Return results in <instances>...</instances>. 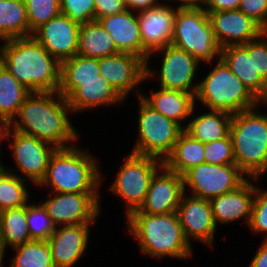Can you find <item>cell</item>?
<instances>
[{"label":"cell","mask_w":267,"mask_h":267,"mask_svg":"<svg viewBox=\"0 0 267 267\" xmlns=\"http://www.w3.org/2000/svg\"><path fill=\"white\" fill-rule=\"evenodd\" d=\"M71 114L67 99L58 92H31L9 125L56 148H68L80 136L71 123Z\"/></svg>","instance_id":"6da1fadb"},{"label":"cell","mask_w":267,"mask_h":267,"mask_svg":"<svg viewBox=\"0 0 267 267\" xmlns=\"http://www.w3.org/2000/svg\"><path fill=\"white\" fill-rule=\"evenodd\" d=\"M0 63L31 92H58L61 63L32 36L3 40Z\"/></svg>","instance_id":"7a4b0ae2"},{"label":"cell","mask_w":267,"mask_h":267,"mask_svg":"<svg viewBox=\"0 0 267 267\" xmlns=\"http://www.w3.org/2000/svg\"><path fill=\"white\" fill-rule=\"evenodd\" d=\"M129 234L141 254L154 259L165 257L186 260L193 257V247L183 233L177 212L166 214L131 213L126 217Z\"/></svg>","instance_id":"3957f363"},{"label":"cell","mask_w":267,"mask_h":267,"mask_svg":"<svg viewBox=\"0 0 267 267\" xmlns=\"http://www.w3.org/2000/svg\"><path fill=\"white\" fill-rule=\"evenodd\" d=\"M98 159L77 145L57 148L52 154L44 179L37 187H50V192L100 194L103 181Z\"/></svg>","instance_id":"277c9868"},{"label":"cell","mask_w":267,"mask_h":267,"mask_svg":"<svg viewBox=\"0 0 267 267\" xmlns=\"http://www.w3.org/2000/svg\"><path fill=\"white\" fill-rule=\"evenodd\" d=\"M260 105L232 115L229 135L235 164L249 177L267 174V113Z\"/></svg>","instance_id":"5b68a950"},{"label":"cell","mask_w":267,"mask_h":267,"mask_svg":"<svg viewBox=\"0 0 267 267\" xmlns=\"http://www.w3.org/2000/svg\"><path fill=\"white\" fill-rule=\"evenodd\" d=\"M207 64L213 68L199 81L195 102H200L208 110L223 111L231 115L260 105V101L221 58L215 63Z\"/></svg>","instance_id":"8992f818"},{"label":"cell","mask_w":267,"mask_h":267,"mask_svg":"<svg viewBox=\"0 0 267 267\" xmlns=\"http://www.w3.org/2000/svg\"><path fill=\"white\" fill-rule=\"evenodd\" d=\"M171 45L190 53L202 65L219 60L221 55L208 13L202 6L176 9Z\"/></svg>","instance_id":"52a82bcc"},{"label":"cell","mask_w":267,"mask_h":267,"mask_svg":"<svg viewBox=\"0 0 267 267\" xmlns=\"http://www.w3.org/2000/svg\"><path fill=\"white\" fill-rule=\"evenodd\" d=\"M138 119L137 140L130 153L151 156L163 162L172 153L175 143L184 128L150 107L140 96L137 97Z\"/></svg>","instance_id":"ba28073f"},{"label":"cell","mask_w":267,"mask_h":267,"mask_svg":"<svg viewBox=\"0 0 267 267\" xmlns=\"http://www.w3.org/2000/svg\"><path fill=\"white\" fill-rule=\"evenodd\" d=\"M128 154L109 186L111 193L127 204L124 217L143 205L152 178L164 166V162L158 158Z\"/></svg>","instance_id":"9c48e42d"},{"label":"cell","mask_w":267,"mask_h":267,"mask_svg":"<svg viewBox=\"0 0 267 267\" xmlns=\"http://www.w3.org/2000/svg\"><path fill=\"white\" fill-rule=\"evenodd\" d=\"M161 53L160 67L158 71L150 67V58ZM153 55V56H152ZM200 62L190 53L167 45L149 54L146 61V79H153L158 76L159 87L168 90H179L196 95L198 83L195 82ZM160 69V70H159Z\"/></svg>","instance_id":"30bf717a"},{"label":"cell","mask_w":267,"mask_h":267,"mask_svg":"<svg viewBox=\"0 0 267 267\" xmlns=\"http://www.w3.org/2000/svg\"><path fill=\"white\" fill-rule=\"evenodd\" d=\"M248 178L236 164L203 163L183 175L184 191L190 190L189 195L210 200L237 189Z\"/></svg>","instance_id":"8fae6325"},{"label":"cell","mask_w":267,"mask_h":267,"mask_svg":"<svg viewBox=\"0 0 267 267\" xmlns=\"http://www.w3.org/2000/svg\"><path fill=\"white\" fill-rule=\"evenodd\" d=\"M8 143L15 167L23 174L22 179L37 187L44 179L49 160L57 148L51 143L14 129L10 130Z\"/></svg>","instance_id":"7c38bea8"},{"label":"cell","mask_w":267,"mask_h":267,"mask_svg":"<svg viewBox=\"0 0 267 267\" xmlns=\"http://www.w3.org/2000/svg\"><path fill=\"white\" fill-rule=\"evenodd\" d=\"M101 194L50 192L40 201L55 227L97 222ZM50 197V198H49Z\"/></svg>","instance_id":"4fadbf2b"},{"label":"cell","mask_w":267,"mask_h":267,"mask_svg":"<svg viewBox=\"0 0 267 267\" xmlns=\"http://www.w3.org/2000/svg\"><path fill=\"white\" fill-rule=\"evenodd\" d=\"M99 73L125 100L135 91L141 95L140 84L146 82V61L131 53L119 52L99 58Z\"/></svg>","instance_id":"5bb4252c"},{"label":"cell","mask_w":267,"mask_h":267,"mask_svg":"<svg viewBox=\"0 0 267 267\" xmlns=\"http://www.w3.org/2000/svg\"><path fill=\"white\" fill-rule=\"evenodd\" d=\"M58 93L67 99L75 114L104 106L121 105L125 101L101 75L97 80L61 81Z\"/></svg>","instance_id":"9a60e30c"},{"label":"cell","mask_w":267,"mask_h":267,"mask_svg":"<svg viewBox=\"0 0 267 267\" xmlns=\"http://www.w3.org/2000/svg\"><path fill=\"white\" fill-rule=\"evenodd\" d=\"M177 214L184 236L190 244L191 240H194L210 248L213 247L218 226L215 223L209 200L194 197L185 192Z\"/></svg>","instance_id":"2e32d148"},{"label":"cell","mask_w":267,"mask_h":267,"mask_svg":"<svg viewBox=\"0 0 267 267\" xmlns=\"http://www.w3.org/2000/svg\"><path fill=\"white\" fill-rule=\"evenodd\" d=\"M79 28L78 23L60 13L37 28L31 36L62 63L77 54Z\"/></svg>","instance_id":"e0dca14e"},{"label":"cell","mask_w":267,"mask_h":267,"mask_svg":"<svg viewBox=\"0 0 267 267\" xmlns=\"http://www.w3.org/2000/svg\"><path fill=\"white\" fill-rule=\"evenodd\" d=\"M220 48L243 45L262 35V26L238 9L208 12Z\"/></svg>","instance_id":"ac0fdd59"},{"label":"cell","mask_w":267,"mask_h":267,"mask_svg":"<svg viewBox=\"0 0 267 267\" xmlns=\"http://www.w3.org/2000/svg\"><path fill=\"white\" fill-rule=\"evenodd\" d=\"M184 193L183 176L163 166L152 178L143 205L132 213H175Z\"/></svg>","instance_id":"d6986e66"},{"label":"cell","mask_w":267,"mask_h":267,"mask_svg":"<svg viewBox=\"0 0 267 267\" xmlns=\"http://www.w3.org/2000/svg\"><path fill=\"white\" fill-rule=\"evenodd\" d=\"M95 222L55 227L47 242L55 267H74L89 244L91 226Z\"/></svg>","instance_id":"ffe728a7"},{"label":"cell","mask_w":267,"mask_h":267,"mask_svg":"<svg viewBox=\"0 0 267 267\" xmlns=\"http://www.w3.org/2000/svg\"><path fill=\"white\" fill-rule=\"evenodd\" d=\"M258 180L260 179L248 178L237 189L209 200L216 225H227L243 219L248 227L257 189L254 182Z\"/></svg>","instance_id":"44dd1931"},{"label":"cell","mask_w":267,"mask_h":267,"mask_svg":"<svg viewBox=\"0 0 267 267\" xmlns=\"http://www.w3.org/2000/svg\"><path fill=\"white\" fill-rule=\"evenodd\" d=\"M176 9L161 3L138 12L142 44L149 53L171 44Z\"/></svg>","instance_id":"7402d4cb"},{"label":"cell","mask_w":267,"mask_h":267,"mask_svg":"<svg viewBox=\"0 0 267 267\" xmlns=\"http://www.w3.org/2000/svg\"><path fill=\"white\" fill-rule=\"evenodd\" d=\"M98 22L113 38L120 52L135 54L145 61L148 60L150 53L142 44L138 12L127 9L124 12L100 18Z\"/></svg>","instance_id":"603a6c76"},{"label":"cell","mask_w":267,"mask_h":267,"mask_svg":"<svg viewBox=\"0 0 267 267\" xmlns=\"http://www.w3.org/2000/svg\"><path fill=\"white\" fill-rule=\"evenodd\" d=\"M220 58L259 101L265 97L267 82L254 70L253 40L221 48Z\"/></svg>","instance_id":"cb8c5ba5"},{"label":"cell","mask_w":267,"mask_h":267,"mask_svg":"<svg viewBox=\"0 0 267 267\" xmlns=\"http://www.w3.org/2000/svg\"><path fill=\"white\" fill-rule=\"evenodd\" d=\"M140 97L154 110L166 118L174 120L183 128L182 122L188 118L191 119L192 111L197 105L194 94L160 87L158 91L152 90L149 95L141 93Z\"/></svg>","instance_id":"d4e9b609"},{"label":"cell","mask_w":267,"mask_h":267,"mask_svg":"<svg viewBox=\"0 0 267 267\" xmlns=\"http://www.w3.org/2000/svg\"><path fill=\"white\" fill-rule=\"evenodd\" d=\"M184 125V130L203 144L225 138L229 135L232 115L223 111L208 110L195 116Z\"/></svg>","instance_id":"484cf974"},{"label":"cell","mask_w":267,"mask_h":267,"mask_svg":"<svg viewBox=\"0 0 267 267\" xmlns=\"http://www.w3.org/2000/svg\"><path fill=\"white\" fill-rule=\"evenodd\" d=\"M113 38L97 20L81 24L78 33V55L103 58L119 53Z\"/></svg>","instance_id":"4316f807"},{"label":"cell","mask_w":267,"mask_h":267,"mask_svg":"<svg viewBox=\"0 0 267 267\" xmlns=\"http://www.w3.org/2000/svg\"><path fill=\"white\" fill-rule=\"evenodd\" d=\"M204 150L205 144L184 130L179 135L172 153L165 159L164 166L183 176L191 168L205 163Z\"/></svg>","instance_id":"83f0119b"},{"label":"cell","mask_w":267,"mask_h":267,"mask_svg":"<svg viewBox=\"0 0 267 267\" xmlns=\"http://www.w3.org/2000/svg\"><path fill=\"white\" fill-rule=\"evenodd\" d=\"M0 228L2 239V254L6 250L31 241L27 225V205L0 212Z\"/></svg>","instance_id":"f1b7e54d"},{"label":"cell","mask_w":267,"mask_h":267,"mask_svg":"<svg viewBox=\"0 0 267 267\" xmlns=\"http://www.w3.org/2000/svg\"><path fill=\"white\" fill-rule=\"evenodd\" d=\"M29 37L24 0H0V41Z\"/></svg>","instance_id":"f546056e"},{"label":"cell","mask_w":267,"mask_h":267,"mask_svg":"<svg viewBox=\"0 0 267 267\" xmlns=\"http://www.w3.org/2000/svg\"><path fill=\"white\" fill-rule=\"evenodd\" d=\"M30 93L0 63V122L10 123Z\"/></svg>","instance_id":"4dcf8cb0"},{"label":"cell","mask_w":267,"mask_h":267,"mask_svg":"<svg viewBox=\"0 0 267 267\" xmlns=\"http://www.w3.org/2000/svg\"><path fill=\"white\" fill-rule=\"evenodd\" d=\"M16 169L0 168V212L28 205L30 193L28 181L22 179V175L15 173Z\"/></svg>","instance_id":"1f68e13d"},{"label":"cell","mask_w":267,"mask_h":267,"mask_svg":"<svg viewBox=\"0 0 267 267\" xmlns=\"http://www.w3.org/2000/svg\"><path fill=\"white\" fill-rule=\"evenodd\" d=\"M10 267H55L47 241L31 240L12 248Z\"/></svg>","instance_id":"d6a6232c"},{"label":"cell","mask_w":267,"mask_h":267,"mask_svg":"<svg viewBox=\"0 0 267 267\" xmlns=\"http://www.w3.org/2000/svg\"><path fill=\"white\" fill-rule=\"evenodd\" d=\"M99 59L76 54L61 63V81L99 79Z\"/></svg>","instance_id":"836d02e7"},{"label":"cell","mask_w":267,"mask_h":267,"mask_svg":"<svg viewBox=\"0 0 267 267\" xmlns=\"http://www.w3.org/2000/svg\"><path fill=\"white\" fill-rule=\"evenodd\" d=\"M29 23V37L32 33L61 13L60 0H24Z\"/></svg>","instance_id":"e575fe53"},{"label":"cell","mask_w":267,"mask_h":267,"mask_svg":"<svg viewBox=\"0 0 267 267\" xmlns=\"http://www.w3.org/2000/svg\"><path fill=\"white\" fill-rule=\"evenodd\" d=\"M27 225L32 240L47 241L55 230L51 218L40 202H29L27 205Z\"/></svg>","instance_id":"d590c367"},{"label":"cell","mask_w":267,"mask_h":267,"mask_svg":"<svg viewBox=\"0 0 267 267\" xmlns=\"http://www.w3.org/2000/svg\"><path fill=\"white\" fill-rule=\"evenodd\" d=\"M205 163L214 165L235 164L232 140L230 135L205 144Z\"/></svg>","instance_id":"8d00e7d4"},{"label":"cell","mask_w":267,"mask_h":267,"mask_svg":"<svg viewBox=\"0 0 267 267\" xmlns=\"http://www.w3.org/2000/svg\"><path fill=\"white\" fill-rule=\"evenodd\" d=\"M248 229L253 234H266L267 239V189L257 186Z\"/></svg>","instance_id":"74e56055"},{"label":"cell","mask_w":267,"mask_h":267,"mask_svg":"<svg viewBox=\"0 0 267 267\" xmlns=\"http://www.w3.org/2000/svg\"><path fill=\"white\" fill-rule=\"evenodd\" d=\"M60 10L79 25L95 20L94 0H60Z\"/></svg>","instance_id":"f35d334b"},{"label":"cell","mask_w":267,"mask_h":267,"mask_svg":"<svg viewBox=\"0 0 267 267\" xmlns=\"http://www.w3.org/2000/svg\"><path fill=\"white\" fill-rule=\"evenodd\" d=\"M254 70L267 82V36L253 40Z\"/></svg>","instance_id":"ab89813d"},{"label":"cell","mask_w":267,"mask_h":267,"mask_svg":"<svg viewBox=\"0 0 267 267\" xmlns=\"http://www.w3.org/2000/svg\"><path fill=\"white\" fill-rule=\"evenodd\" d=\"M238 10L253 18L261 26L267 20V0H241Z\"/></svg>","instance_id":"60d3db41"},{"label":"cell","mask_w":267,"mask_h":267,"mask_svg":"<svg viewBox=\"0 0 267 267\" xmlns=\"http://www.w3.org/2000/svg\"><path fill=\"white\" fill-rule=\"evenodd\" d=\"M95 20L127 10L123 0H94Z\"/></svg>","instance_id":"b9f144b4"},{"label":"cell","mask_w":267,"mask_h":267,"mask_svg":"<svg viewBox=\"0 0 267 267\" xmlns=\"http://www.w3.org/2000/svg\"><path fill=\"white\" fill-rule=\"evenodd\" d=\"M241 0H203L202 7L208 13L210 11H225L238 9Z\"/></svg>","instance_id":"7bdbcfd3"},{"label":"cell","mask_w":267,"mask_h":267,"mask_svg":"<svg viewBox=\"0 0 267 267\" xmlns=\"http://www.w3.org/2000/svg\"><path fill=\"white\" fill-rule=\"evenodd\" d=\"M123 2L127 9L140 12L160 5L162 0L161 2L159 0H123Z\"/></svg>","instance_id":"ee69618b"},{"label":"cell","mask_w":267,"mask_h":267,"mask_svg":"<svg viewBox=\"0 0 267 267\" xmlns=\"http://www.w3.org/2000/svg\"><path fill=\"white\" fill-rule=\"evenodd\" d=\"M248 267H267V239L261 242Z\"/></svg>","instance_id":"f6af8a7d"},{"label":"cell","mask_w":267,"mask_h":267,"mask_svg":"<svg viewBox=\"0 0 267 267\" xmlns=\"http://www.w3.org/2000/svg\"><path fill=\"white\" fill-rule=\"evenodd\" d=\"M167 1L179 3V5H176V8H195L200 7L203 0H164L163 2Z\"/></svg>","instance_id":"bcb514c9"},{"label":"cell","mask_w":267,"mask_h":267,"mask_svg":"<svg viewBox=\"0 0 267 267\" xmlns=\"http://www.w3.org/2000/svg\"><path fill=\"white\" fill-rule=\"evenodd\" d=\"M10 125L7 122H0V145L1 142L8 139L9 133H10ZM2 152H0V155ZM1 159V157H0ZM4 164L2 165V162L0 160V168H3Z\"/></svg>","instance_id":"7dc6e473"},{"label":"cell","mask_w":267,"mask_h":267,"mask_svg":"<svg viewBox=\"0 0 267 267\" xmlns=\"http://www.w3.org/2000/svg\"><path fill=\"white\" fill-rule=\"evenodd\" d=\"M0 267H4V255L2 254L1 228H0Z\"/></svg>","instance_id":"c3c4849f"},{"label":"cell","mask_w":267,"mask_h":267,"mask_svg":"<svg viewBox=\"0 0 267 267\" xmlns=\"http://www.w3.org/2000/svg\"><path fill=\"white\" fill-rule=\"evenodd\" d=\"M262 35L267 36V20L262 26Z\"/></svg>","instance_id":"681fc988"},{"label":"cell","mask_w":267,"mask_h":267,"mask_svg":"<svg viewBox=\"0 0 267 267\" xmlns=\"http://www.w3.org/2000/svg\"><path fill=\"white\" fill-rule=\"evenodd\" d=\"M260 104L264 105V106H265V104L267 105V93H266L265 97L260 101Z\"/></svg>","instance_id":"f907efd6"}]
</instances>
